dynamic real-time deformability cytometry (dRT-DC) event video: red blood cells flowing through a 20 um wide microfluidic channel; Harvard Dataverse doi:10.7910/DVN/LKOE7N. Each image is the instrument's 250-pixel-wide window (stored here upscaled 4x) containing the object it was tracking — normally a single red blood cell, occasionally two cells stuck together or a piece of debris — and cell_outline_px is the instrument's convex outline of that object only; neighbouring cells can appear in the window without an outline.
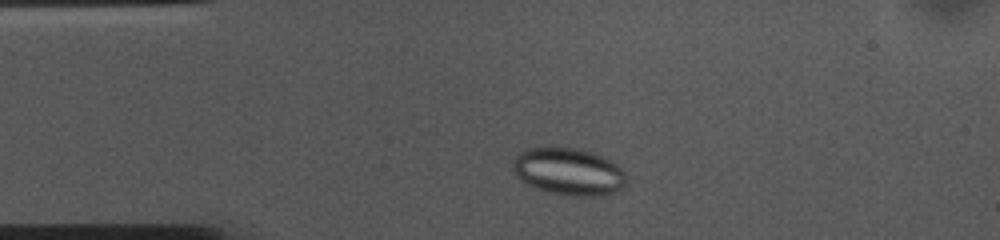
{"species": "common noctule bat (a hibernating species)", "species_latin": "Nyctalus noctula", "temperature_condition": "cold", "stored_images_in_passage": 37, "camera_frame_rate_fps": 3000, "um_per_image_px": 0.085, "animal": {"sex": "female", "body_mass_g": 10.0, "forearm_length_mm": 53.1}, "frame": {"image": 1, "passage_image": 4, "time_ms": 1.0, "image_size_px": [1000, 240], "cell_outline_px": [[624, 184], [616, 192], [600, 196], [572, 196], [548, 192], [536, 188], [520, 180], [512, 172], [512, 160], [520, 152], [528, 148], [548, 144], [552, 144], [580, 148], [596, 152], [604, 156], [616, 164], [624, 172]], "centroid_in_image_um": [48.27, 14.53], "position_along_channel_um": 36.7, "area_um2": 32.19}}
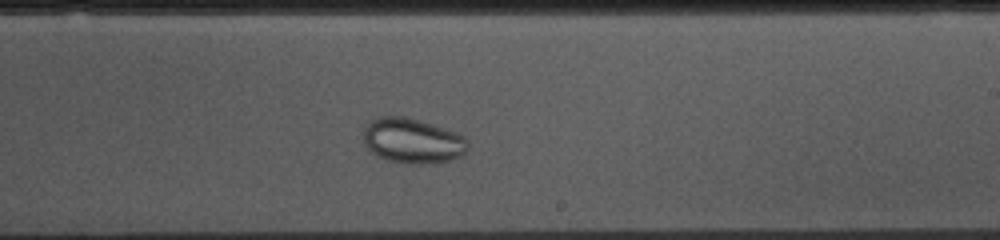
{"frame": {"image": 2, "passage_image": 24, "time_ms": 7.667, "image_size_px": [1000, 240], "cell_outline_px": [[468, 148], [460, 156], [448, 160], [424, 164], [408, 164], [388, 160], [376, 156], [368, 148], [364, 140], [364, 128], [376, 116], [404, 116], [432, 124], [456, 132], [464, 136], [468, 140]], "centroid_in_image_um": [35.06, 11.96], "position_along_channel_um": 253.9, "area_um2": 27.34}}
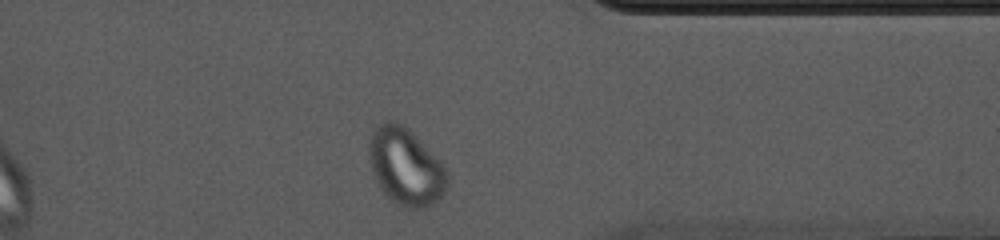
{"frame": {"image": 3, "passage_image": 35, "time_ms": 11.333, "image_size_px": [1000, 240], "cell_outline_px": [[448, 180], [444, 192], [432, 204], [424, 208], [408, 208], [384, 196], [376, 180], [368, 156], [368, 140], [372, 132], [384, 120], [396, 120], [408, 128], [440, 160], [448, 172]], "centroid_in_image_um": [34.47, 14.14], "position_along_channel_um": 376.9, "area_um2": 35.2}}